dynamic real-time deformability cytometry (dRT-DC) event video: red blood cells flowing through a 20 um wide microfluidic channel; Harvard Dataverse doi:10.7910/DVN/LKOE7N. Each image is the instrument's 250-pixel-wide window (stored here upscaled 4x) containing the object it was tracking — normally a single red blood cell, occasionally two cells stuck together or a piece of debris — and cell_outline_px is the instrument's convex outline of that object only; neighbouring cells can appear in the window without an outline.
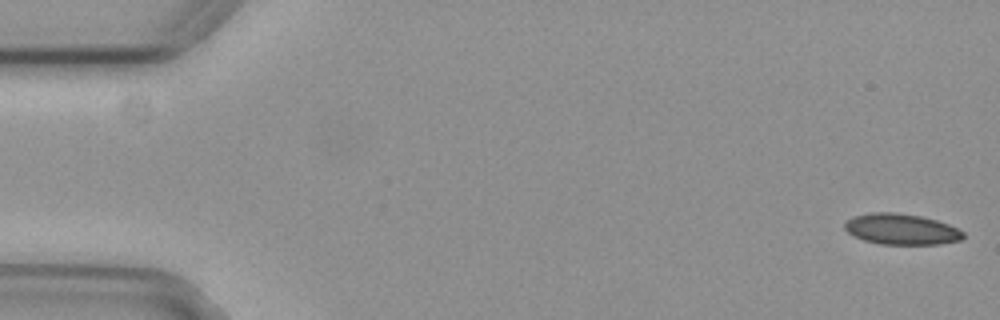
{"species": "common noctule bat (a hibernating species)", "species_latin": "Nyctalus noctula", "temperature_condition": "cold", "stored_images_in_passage": 19, "camera_frame_rate_fps": 3000, "um_per_image_px": 0.085, "animal": {"sex": "female", "body_mass_g": 29.2, "forearm_length_mm": 56.3}, "frame": {"image": 1, "passage_image": 1, "time_ms": 0.0, "image_size_px": [1000, 320], "cell_outline_px": [[964, 236], [960, 240], [940, 244], [880, 244], [864, 240], [848, 232], [844, 228], [844, 224], [852, 216], [872, 212], [896, 212], [920, 216], [936, 220], [948, 224], [964, 232]], "centroid_in_image_um": [76.6, 19.47], "position_along_channel_um": 8.4, "area_um2": 21.21}}
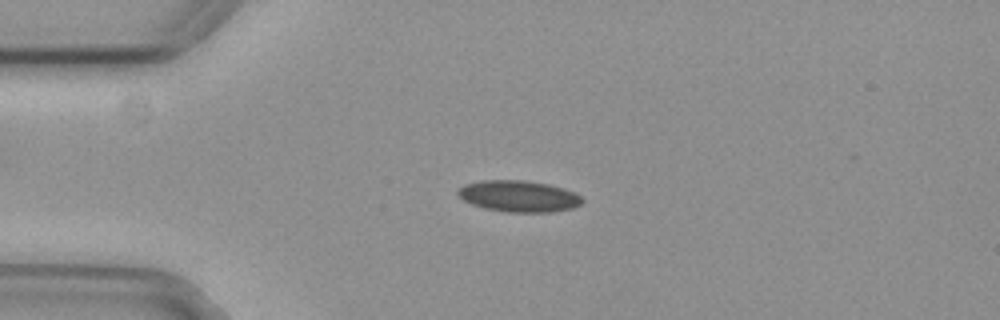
{"frame": {"image": 2, "passage_image": 13, "time_ms": 4.0, "image_size_px": [1000, 320], "cell_outline_px": [[584, 200], [580, 204], [572, 208], [552, 212], [508, 212], [484, 208], [472, 204], [464, 200], [456, 192], [464, 184], [480, 180], [524, 180], [548, 184], [564, 188], [580, 196]], "centroid_in_image_um": [44.08, 16.67], "position_along_channel_um": 40.9, "area_um2": 22.66}}
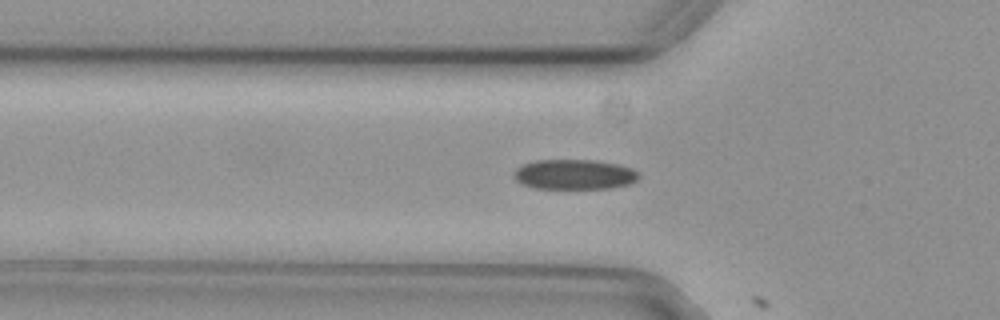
{"frame": {"image": 3, "passage_image": 18, "time_ms": 5.667, "image_size_px": [1000, 320], "cell_outline_px": [[640, 176], [636, 180], [628, 184], [612, 188], [532, 188], [516, 180], [512, 176], [516, 168], [524, 164], [536, 160], [592, 160], [616, 164], [632, 168]], "centroid_in_image_um": [48.79, 14.82], "position_along_channel_um": 77.0, "area_um2": 21.68}}